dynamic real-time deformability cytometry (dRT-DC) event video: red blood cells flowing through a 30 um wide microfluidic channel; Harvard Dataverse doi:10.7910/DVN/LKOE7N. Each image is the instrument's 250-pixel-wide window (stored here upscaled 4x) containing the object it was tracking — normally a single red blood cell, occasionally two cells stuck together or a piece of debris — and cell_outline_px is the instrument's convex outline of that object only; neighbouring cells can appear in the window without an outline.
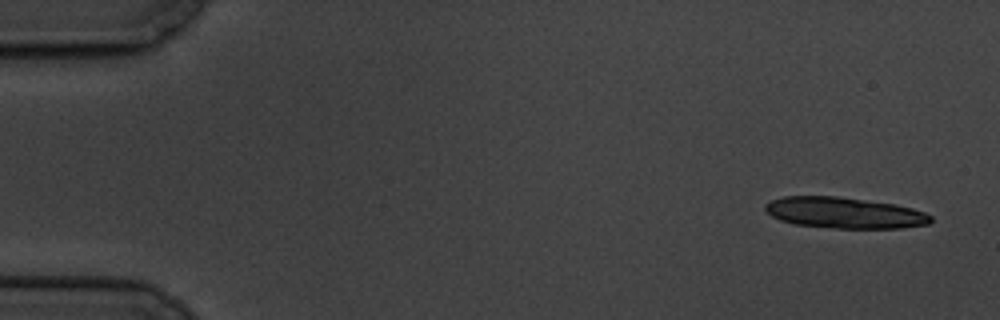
{"species": "common noctule bat (a hibernating species)", "species_latin": "Nyctalus noctula", "temperature_condition": "cold", "stored_images_in_passage": 5, "camera_frame_rate_fps": 3000, "um_per_image_px": 0.085, "animal": {"sex": "male", "body_mass_g": 19.5, "forearm_length_mm": 54.6}, "frame": {"image": 1, "passage_image": 1, "time_ms": 0.0, "image_size_px": [1000, 320], "cell_outline_px": [[932, 220], [928, 224], [900, 228], [836, 228], [796, 224], [780, 220], [772, 216], [764, 208], [764, 204], [772, 200], [784, 196], [836, 196], [896, 204], [912, 208], [924, 212], [932, 216]], "centroid_in_image_um": [71.78, 18.08], "position_along_channel_um": 13.2, "area_um2": 29.82}}